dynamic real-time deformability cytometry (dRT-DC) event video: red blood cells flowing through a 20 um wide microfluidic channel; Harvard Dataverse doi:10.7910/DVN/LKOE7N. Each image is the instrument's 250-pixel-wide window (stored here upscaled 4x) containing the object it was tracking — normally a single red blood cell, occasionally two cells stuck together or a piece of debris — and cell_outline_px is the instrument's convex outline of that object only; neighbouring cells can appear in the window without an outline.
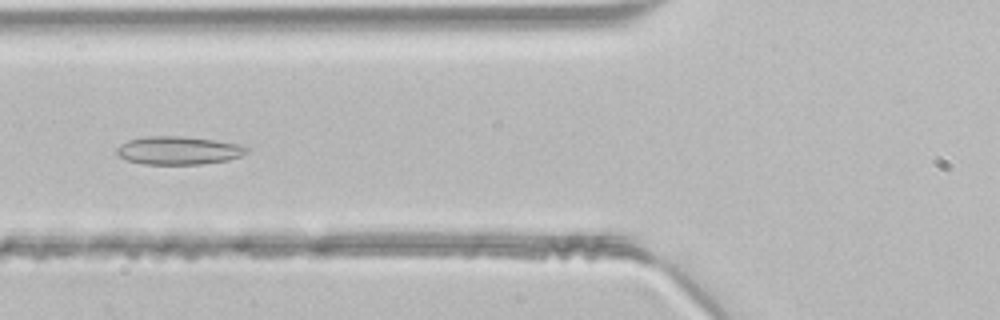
{"species": "common noctule bat (a hibernating species)", "species_latin": "Nyctalus noctula", "temperature_condition": "room temperature", "stored_images_in_passage": 47, "camera_frame_rate_fps": 3000, "um_per_image_px": 0.085, "animal": {"sex": "male", "body_mass_g": 21.5, "forearm_length_mm": 52.0}, "frame": {"image": 1, "passage_image": 18, "time_ms": 5.667, "image_size_px": [1000, 320], "cell_outline_px": [[248, 152], [240, 156], [228, 160], [204, 164], [144, 164], [128, 160], [120, 156], [116, 152], [116, 148], [120, 144], [128, 140], [148, 136], [184, 136], [216, 140], [240, 144], [248, 148]], "centroid_in_image_um": [15.19, 12.78], "position_along_channel_um": 110.6, "area_um2": 21.39}}
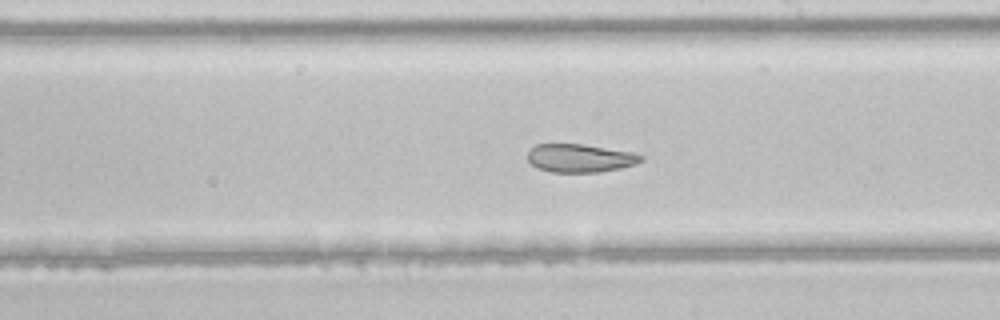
{"frame": {"image": 2, "passage_image": 27, "time_ms": 8.667, "image_size_px": [1000, 320], "cell_outline_px": [[644, 160], [636, 164], [620, 168], [600, 172], [552, 172], [536, 168], [528, 160], [528, 152], [536, 144], [584, 144], [632, 152], [644, 156]], "centroid_in_image_um": [49.32, 13.44], "position_along_channel_um": 239.7, "area_um2": 18.73}}
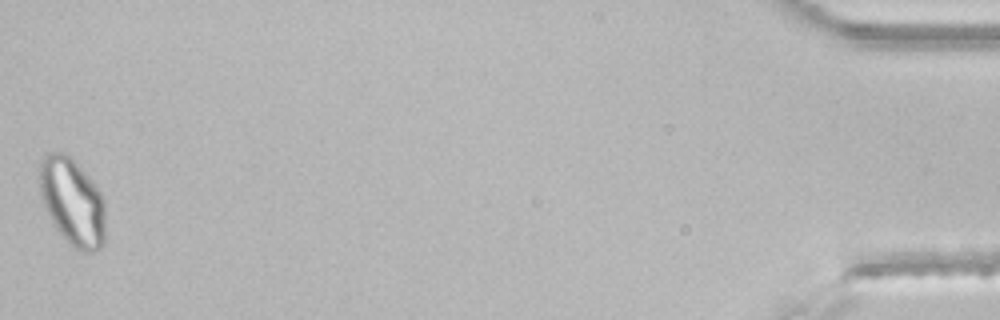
{"frame": {"image": 3, "passage_image": 47, "time_ms": 15.333, "image_size_px": [1000, 320], "cell_outline_px": [[104, 244], [96, 252], [80, 252], [56, 228], [44, 204], [40, 192], [40, 160], [44, 152], [64, 152], [76, 164], [100, 192], [104, 200]], "centroid_in_image_um": [6.15, 17.16], "position_along_channel_um": 429.1, "area_um2": 32.83}}